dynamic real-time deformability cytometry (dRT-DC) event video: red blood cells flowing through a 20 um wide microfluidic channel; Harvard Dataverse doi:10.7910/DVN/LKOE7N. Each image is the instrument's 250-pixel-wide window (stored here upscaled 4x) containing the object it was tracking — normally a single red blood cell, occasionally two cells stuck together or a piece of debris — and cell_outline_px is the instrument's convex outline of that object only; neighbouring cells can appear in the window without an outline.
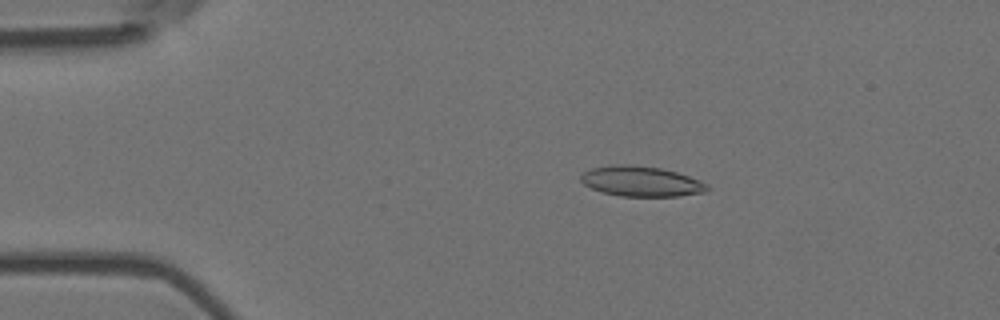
{"species": "Egyptian fruit bat (a non-hibernating species)", "species_latin": "Rousettus aegyptiacus", "temperature_condition": "room temperature", "stored_images_in_passage": 55, "camera_frame_rate_fps": 3000, "um_per_image_px": 0.085, "animal": {"sex": "female"}, "frame": {"image": 1, "passage_image": 10, "time_ms": 3.0, "image_size_px": [1000, 320], "cell_outline_px": [[708, 192], [680, 196], [620, 196], [600, 192], [584, 184], [580, 180], [580, 176], [584, 172], [592, 168], [612, 164], [628, 164], [660, 168], [676, 172], [688, 176], [708, 184]], "centroid_in_image_um": [54.49, 15.42], "position_along_channel_um": 30.5, "area_um2": 22.31}}
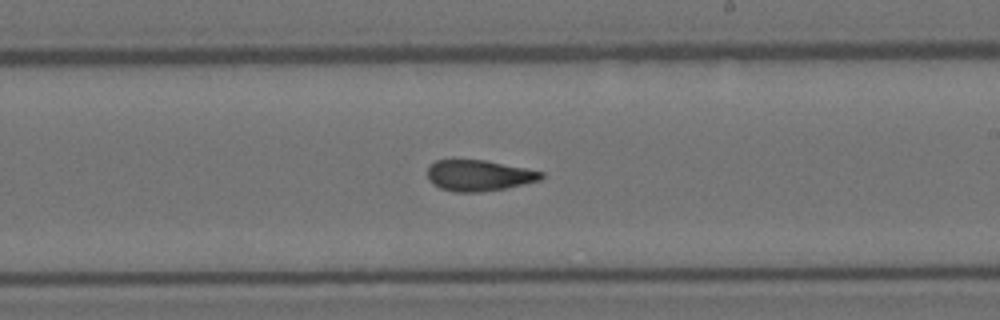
{"frame": {"image": 2, "passage_image": 32, "time_ms": 10.333, "image_size_px": [1000, 320], "cell_outline_px": [[544, 176], [540, 180], [504, 188], [480, 192], [456, 192], [440, 188], [432, 184], [428, 180], [428, 168], [436, 160], [484, 160], [544, 172]], "centroid_in_image_um": [40.68, 14.92], "position_along_channel_um": 248.3, "area_um2": 20.29}}
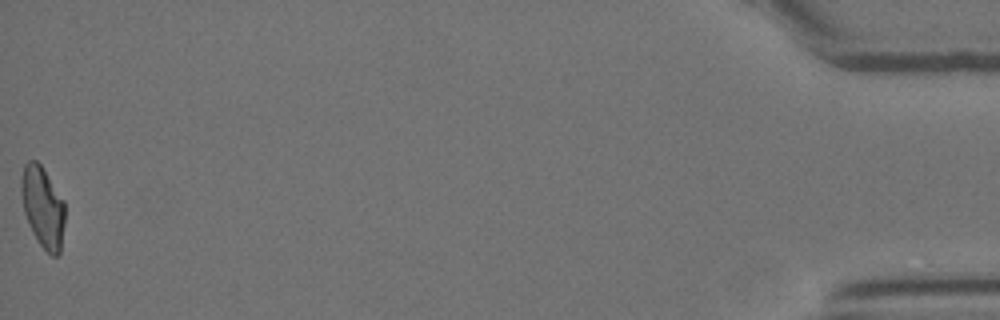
{"frame": {"image": 3, "passage_image": 55, "time_ms": 18.0, "image_size_px": [1000, 320], "cell_outline_px": [[64, 224], [60, 252], [56, 256], [52, 256], [40, 244], [32, 232], [24, 212], [20, 192], [20, 180], [24, 164], [28, 160], [36, 160], [40, 164], [64, 200]], "centroid_in_image_um": [3.62, 17.57], "position_along_channel_um": 431.6, "area_um2": 20.58}, "authors_computed_cell_mechanics": {"area_um2": 21.2704, "velocity_mm_per_s": 3.6798, "shape_relaxation_time_tau1_ms": null, "shape_relaxation_time_tau2_ms": 2.5604, "deformation_change_tau1": null, "deformation_change_tau2": 0.096}}